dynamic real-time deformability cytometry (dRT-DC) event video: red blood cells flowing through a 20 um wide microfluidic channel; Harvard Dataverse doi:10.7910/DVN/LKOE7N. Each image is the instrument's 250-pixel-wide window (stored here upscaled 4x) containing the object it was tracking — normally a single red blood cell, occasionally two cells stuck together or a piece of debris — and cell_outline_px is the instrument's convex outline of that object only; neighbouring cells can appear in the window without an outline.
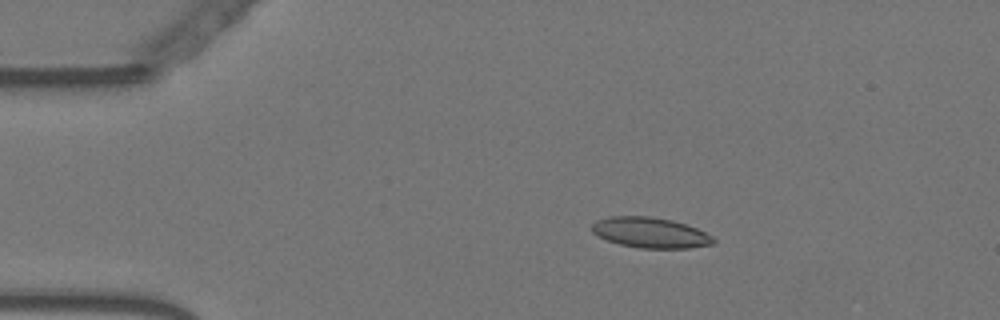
{"species": "Egyptian fruit bat (a non-hibernating species)", "species_latin": "Rousettus aegyptiacus", "temperature_condition": "warm", "stored_images_in_passage": 54, "camera_frame_rate_fps": 3000, "um_per_image_px": 0.085, "animal": {"sex": "female"}, "frame": {"image": 1, "passage_image": 8, "time_ms": 2.333, "image_size_px": [1000, 320], "cell_outline_px": [[716, 244], [688, 248], [640, 248], [620, 244], [608, 240], [592, 232], [592, 224], [596, 220], [608, 216], [652, 216], [672, 220], [696, 228], [712, 236], [716, 240]], "centroid_in_image_um": [55.29, 19.77], "position_along_channel_um": 29.7, "area_um2": 21.56}}
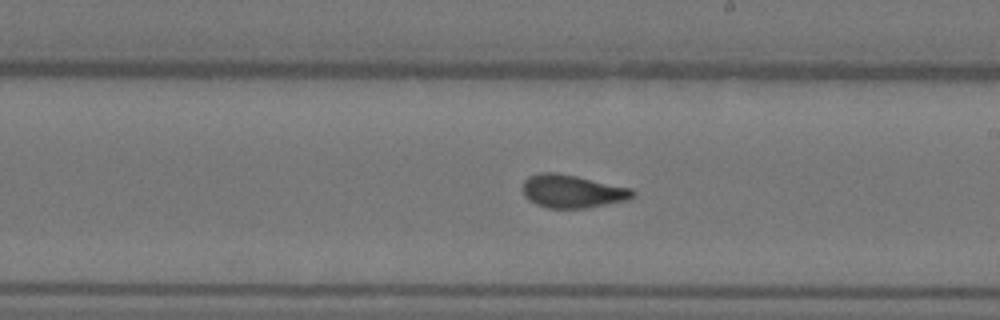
{"frame": {"image": 2, "passage_image": 30, "time_ms": 9.667, "image_size_px": [1000, 320], "cell_outline_px": [[636, 196], [628, 200], [584, 208], [548, 208], [536, 204], [528, 200], [524, 196], [524, 180], [528, 176], [540, 172], [556, 172], [576, 176], [632, 188], [636, 192]], "centroid_in_image_um": [48.66, 16.26], "position_along_channel_um": 240.3, "area_um2": 21.27}}
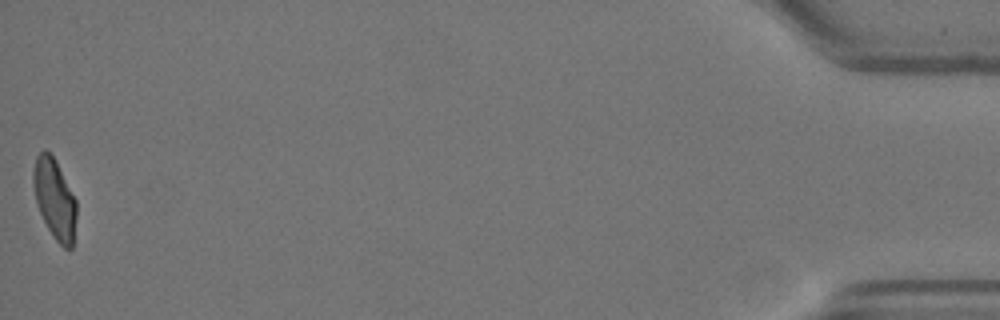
{"frame": {"image": 3, "passage_image": 54, "time_ms": 17.667, "image_size_px": [1000, 320], "cell_outline_px": [[76, 216], [72, 248], [64, 248], [56, 240], [48, 228], [36, 204], [32, 180], [32, 172], [36, 156], [44, 148], [56, 160], [76, 200]], "centroid_in_image_um": [4.63, 16.88], "position_along_channel_um": 430.6, "area_um2": 20.06}, "authors_computed_cell_mechanics": {"area_um2": 21.0681, "velocity_mm_per_s": 3.5924, "shape_relaxation_time_tau1_ms": 9.8411, "shape_relaxation_time_tau2_ms": 0.8577, "deformation_change_tau1": 0.2442, "deformation_change_tau2": 0.0657}}